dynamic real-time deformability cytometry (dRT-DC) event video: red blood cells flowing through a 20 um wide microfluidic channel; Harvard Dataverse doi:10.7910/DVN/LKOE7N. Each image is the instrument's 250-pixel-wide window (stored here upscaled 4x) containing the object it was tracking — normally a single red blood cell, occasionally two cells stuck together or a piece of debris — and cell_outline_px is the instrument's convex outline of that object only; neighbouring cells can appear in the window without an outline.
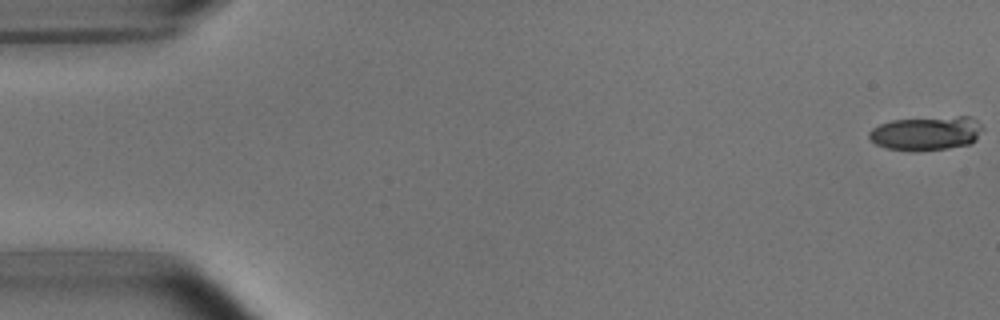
{"species": "common noctule bat (a hibernating species)", "species_latin": "Nyctalus noctula", "temperature_condition": "room temperature", "stored_images_in_passage": 8, "camera_frame_rate_fps": 3000, "um_per_image_px": 0.085, "animal": {"sex": "male", "body_mass_g": 15.6}, "frame": {"image": 1, "passage_image": 1, "time_ms": 0.0, "image_size_px": [1000, 320], "cell_outline_px": [[984, 128], [976, 140], [968, 144], [948, 148], [916, 152], [912, 152], [888, 148], [876, 144], [868, 136], [868, 132], [872, 128], [880, 124], [892, 120], [956, 116], [972, 116]], "centroid_in_image_um": [78.75, 11.33], "position_along_channel_um": 6.3, "area_um2": 22.72}}